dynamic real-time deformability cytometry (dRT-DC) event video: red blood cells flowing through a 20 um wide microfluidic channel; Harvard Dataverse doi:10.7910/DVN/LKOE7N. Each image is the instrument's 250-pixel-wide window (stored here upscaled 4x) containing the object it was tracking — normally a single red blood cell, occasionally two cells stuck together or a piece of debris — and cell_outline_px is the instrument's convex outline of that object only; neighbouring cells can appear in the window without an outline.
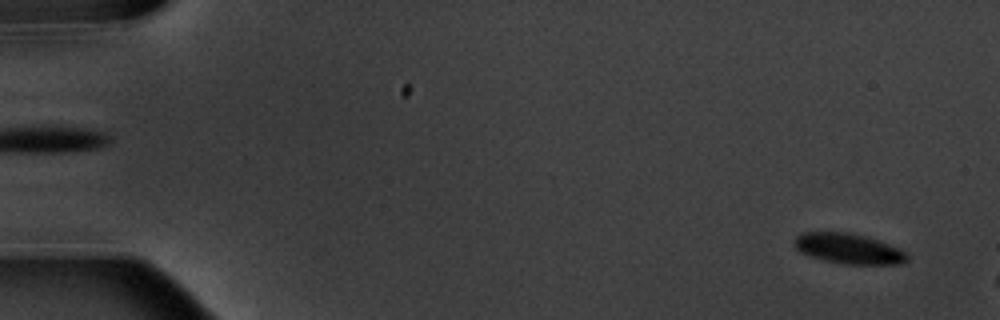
{"species": "common noctule bat (a hibernating species)", "species_latin": "Nyctalus noctula", "temperature_condition": "warm", "stored_images_in_passage": 2, "camera_frame_rate_fps": 3000, "um_per_image_px": 0.085, "animal": {"sex": "male", "body_mass_g": 20.1, "forearm_length_mm": 53.5}, "frame": {"image": 1, "passage_image": 2, "time_ms": 1.333, "image_size_px": [1000, 320], "cell_outline_px": [[908, 260], [904, 264], [844, 264], [824, 260], [808, 256], [800, 252], [796, 248], [796, 236], [804, 232], [848, 232], [868, 236], [888, 244], [904, 252], [908, 256]], "centroid_in_image_um": [72.13, 21.14], "position_along_channel_um": 12.9, "area_um2": 19.83}}